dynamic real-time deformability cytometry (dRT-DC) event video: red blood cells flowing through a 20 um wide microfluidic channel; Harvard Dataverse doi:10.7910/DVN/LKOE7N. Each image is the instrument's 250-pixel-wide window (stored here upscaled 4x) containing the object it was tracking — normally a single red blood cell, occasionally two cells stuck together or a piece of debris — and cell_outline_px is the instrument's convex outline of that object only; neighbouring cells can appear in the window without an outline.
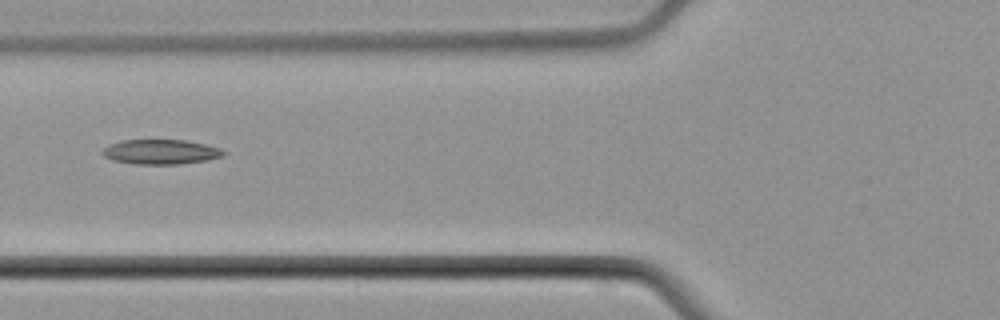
{"species": "common noctule bat (a hibernating species)", "species_latin": "Nyctalus noctula", "temperature_condition": "cold", "stored_images_in_passage": 7, "camera_frame_rate_fps": 3000, "um_per_image_px": 0.085, "animal": {"sex": "male", "body_mass_g": 21.5, "forearm_length_mm": 52.0}, "frame": {"image": 1, "passage_image": 5, "time_ms": 6.0, "image_size_px": [1000, 320], "cell_outline_px": [[224, 156], [208, 160], [180, 164], [132, 164], [112, 160], [104, 156], [104, 148], [120, 140], [184, 140], [204, 144], [220, 148], [224, 152]], "centroid_in_image_um": [13.68, 12.91], "position_along_channel_um": 112.1, "area_um2": 17.34}}
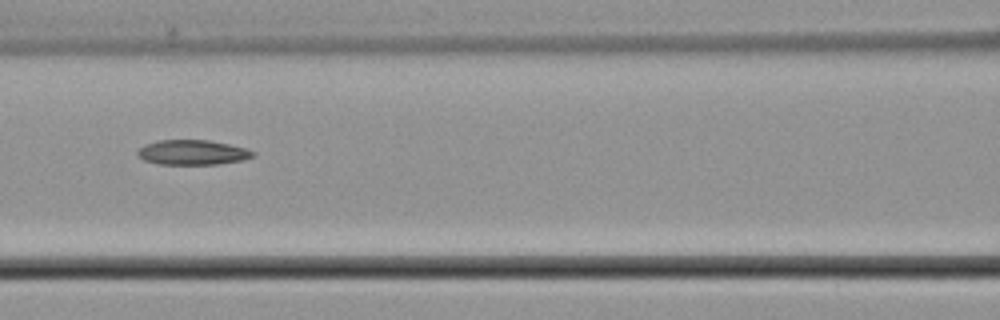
{"frame": {"image": 2, "passage_image": 6, "time_ms": 7.0, "image_size_px": [1000, 320], "cell_outline_px": [[256, 156], [244, 160], [216, 164], [160, 164], [144, 160], [136, 156], [136, 152], [144, 144], [160, 140], [208, 140], [228, 144], [244, 148], [256, 152]], "centroid_in_image_um": [16.36, 12.95], "position_along_channel_um": 150.2, "area_um2": 16.76}}
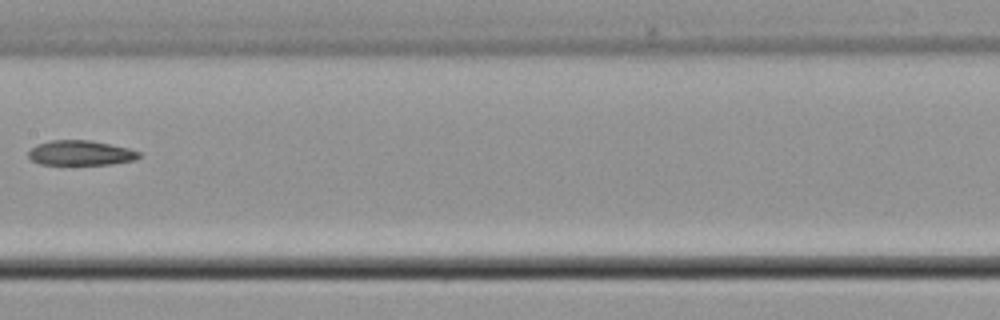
{"frame": {"image": 3, "passage_image": 7, "time_ms": 8.333, "image_size_px": [1000, 320], "cell_outline_px": [[140, 156], [136, 160], [112, 164], [40, 164], [32, 160], [28, 156], [28, 152], [36, 144], [52, 140], [92, 140], [128, 148], [140, 152]], "centroid_in_image_um": [6.86, 12.99], "position_along_channel_um": 200.5, "area_um2": 16.01}}